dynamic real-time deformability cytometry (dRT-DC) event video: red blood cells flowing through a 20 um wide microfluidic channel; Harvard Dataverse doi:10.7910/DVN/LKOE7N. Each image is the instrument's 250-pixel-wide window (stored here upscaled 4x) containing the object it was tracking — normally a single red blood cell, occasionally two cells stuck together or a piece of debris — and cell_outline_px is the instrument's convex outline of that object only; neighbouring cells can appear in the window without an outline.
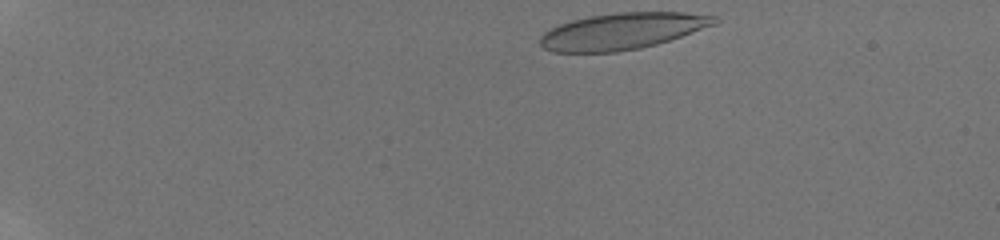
{"species": "human", "species_latin": "Homo sapiens", "temperature_condition": "room temperature", "stored_images_in_passage": 46, "camera_frame_rate_fps": 3000, "um_per_image_px": 0.085, "donor": {"sex": "male"}, "frame": {"image": 1, "passage_image": 1, "time_ms": 0.0, "image_size_px": [1000, 240], "cell_outline_px": [[720, 20], [716, 24], [656, 44], [640, 48], [616, 52], [552, 52], [544, 48], [540, 44], [540, 36], [544, 32], [560, 24], [572, 20], [592, 16], [616, 12], [684, 12], [716, 16]], "centroid_in_image_um": [52.89, 2.64], "position_along_channel_um": 32.1, "area_um2": 36.82}}
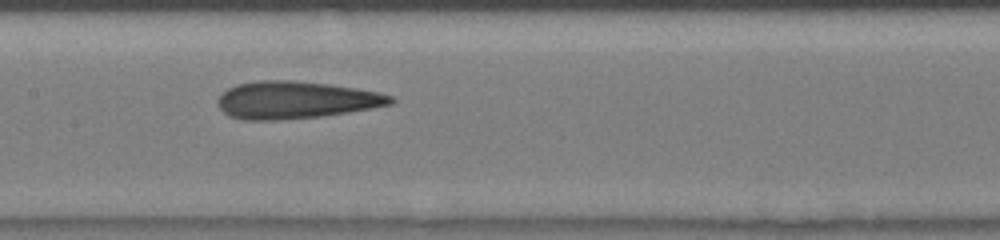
{"frame": {"image": 2, "passage_image": 23, "time_ms": 6.333, "image_size_px": [1000, 240], "cell_outline_px": [[396, 100], [392, 104], [372, 108], [348, 112], [320, 116], [276, 120], [244, 120], [228, 116], [220, 108], [216, 100], [228, 88], [236, 84], [260, 80], [292, 80], [328, 84], [356, 88], [380, 92], [392, 96]], "centroid_in_image_um": [25.13, 8.5], "position_along_channel_um": 182.3, "area_um2": 37.63}}
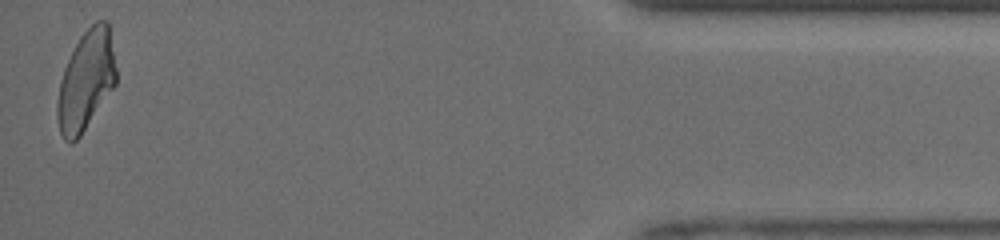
{"frame": {"image": 3, "passage_image": 46, "time_ms": 13.667, "image_size_px": [1000, 240], "cell_outline_px": [[116, 84], [80, 136], [72, 144], [64, 140], [60, 132], [56, 116], [56, 104], [60, 80], [64, 68], [80, 36], [96, 20], [108, 20], [116, 68]], "centroid_in_image_um": [7.3, 6.86], "position_along_channel_um": 427.9, "area_um2": 34.1}, "authors_computed_cell_mechanics": {"area_um2": 36.8186, "velocity_mm_per_s": 4.1651, "shape_relaxation_time_tau1_ms": null, "shape_relaxation_time_tau2_ms": 2.0766, "deformation_change_tau1": null, "deformation_change_tau2": 0.1003}}